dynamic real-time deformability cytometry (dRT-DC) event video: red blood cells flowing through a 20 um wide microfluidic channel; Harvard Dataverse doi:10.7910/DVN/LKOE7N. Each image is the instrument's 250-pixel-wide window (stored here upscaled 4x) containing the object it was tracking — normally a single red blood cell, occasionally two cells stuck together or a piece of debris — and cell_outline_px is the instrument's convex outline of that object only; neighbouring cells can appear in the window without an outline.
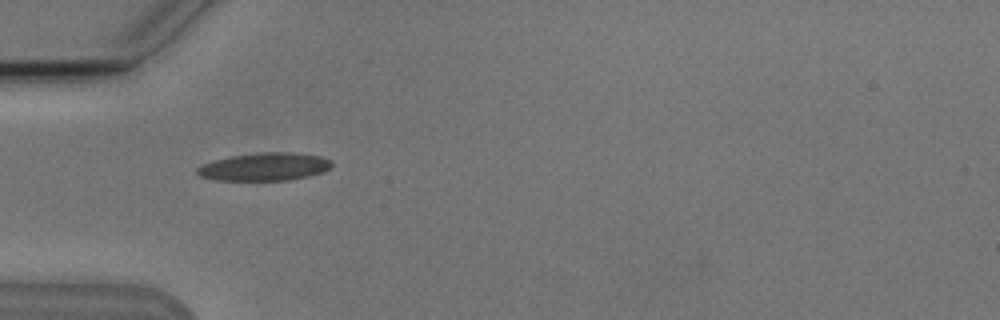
{"species": "Egyptian fruit bat (a non-hibernating species)", "species_latin": "Rousettus aegyptiacus", "temperature_condition": "cold", "stored_images_in_passage": 2, "camera_frame_rate_fps": 3000, "um_per_image_px": 0.085, "animal": {"sex": "male"}, "frame": {"image": 1, "passage_image": 1, "time_ms": 0.0, "image_size_px": [1000, 320], "cell_outline_px": [[332, 168], [324, 172], [308, 176], [288, 180], [216, 180], [200, 176], [196, 172], [196, 168], [200, 164], [232, 156], [256, 152], [292, 152], [320, 156], [332, 160]], "centroid_in_image_um": [22.51, 14.17], "position_along_channel_um": 62.5, "area_um2": 22.02}}